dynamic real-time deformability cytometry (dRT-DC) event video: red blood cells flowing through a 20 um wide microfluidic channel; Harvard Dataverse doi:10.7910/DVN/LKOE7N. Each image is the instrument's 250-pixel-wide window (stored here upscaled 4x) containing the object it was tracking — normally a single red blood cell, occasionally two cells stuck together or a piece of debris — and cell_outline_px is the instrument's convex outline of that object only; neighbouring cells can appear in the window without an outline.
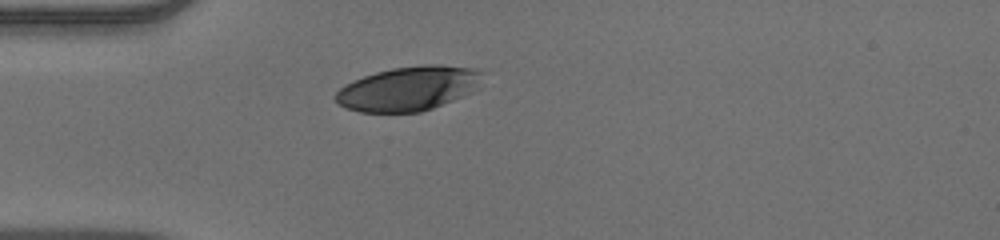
{"species": "human", "species_latin": "Homo sapiens", "temperature_condition": "warm", "stored_images_in_passage": 33, "camera_frame_rate_fps": 3000, "um_per_image_px": 0.085, "donor": {"sex": "male"}, "frame": {"image": 1, "passage_image": 1, "time_ms": 0.0, "image_size_px": [1000, 240], "cell_outline_px": [[484, 72], [480, 88], [472, 92], [432, 108], [420, 112], [360, 112], [348, 108], [340, 104], [332, 96], [344, 84], [364, 76], [376, 72], [392, 68], [424, 64], [440, 64], [472, 68]], "centroid_in_image_um": [34.75, 7.51], "position_along_channel_um": 50.2, "area_um2": 38.09}}
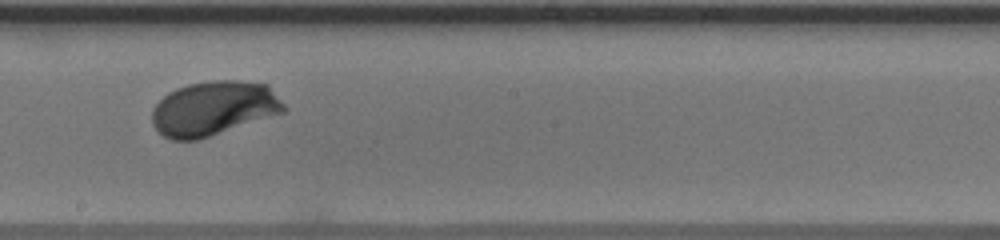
{"frame": {"image": 2, "passage_image": 16, "time_ms": 5.0, "image_size_px": [1000, 240], "cell_outline_px": [[288, 108], [284, 112], [196, 140], [172, 140], [164, 136], [152, 124], [152, 108], [168, 92], [176, 88], [188, 84], [212, 80], [236, 80], [268, 84]], "centroid_in_image_um": [18.16, 9.19], "position_along_channel_um": 230.0, "area_um2": 41.67}}
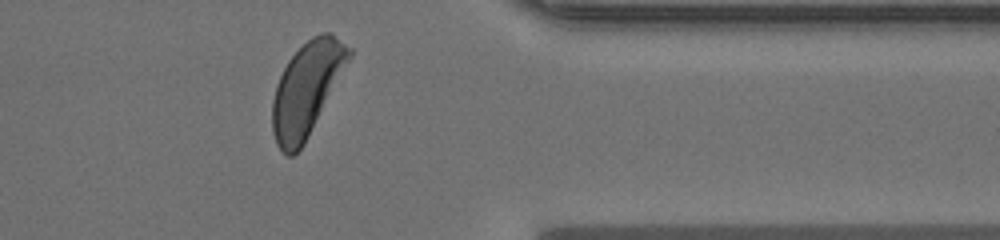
{"frame": {"image": 3, "passage_image": 29, "time_ms": 9.333, "image_size_px": [1000, 240], "cell_outline_px": [[352, 56], [304, 144], [292, 156], [288, 156], [276, 144], [272, 132], [272, 100], [276, 84], [288, 60], [312, 36], [320, 32], [332, 32], [352, 48]], "centroid_in_image_um": [26.08, 7.54], "position_along_channel_um": 385.3, "area_um2": 41.44}, "authors_computed_cell_mechanics": {"area_um2": 40.6334, "velocity_mm_per_s": 3.8627, "shape_relaxation_time_tau1_ms": 2.2509, "shape_relaxation_time_tau2_ms": null, "deformation_change_tau1": 0.1507, "deformation_change_tau2": null}}